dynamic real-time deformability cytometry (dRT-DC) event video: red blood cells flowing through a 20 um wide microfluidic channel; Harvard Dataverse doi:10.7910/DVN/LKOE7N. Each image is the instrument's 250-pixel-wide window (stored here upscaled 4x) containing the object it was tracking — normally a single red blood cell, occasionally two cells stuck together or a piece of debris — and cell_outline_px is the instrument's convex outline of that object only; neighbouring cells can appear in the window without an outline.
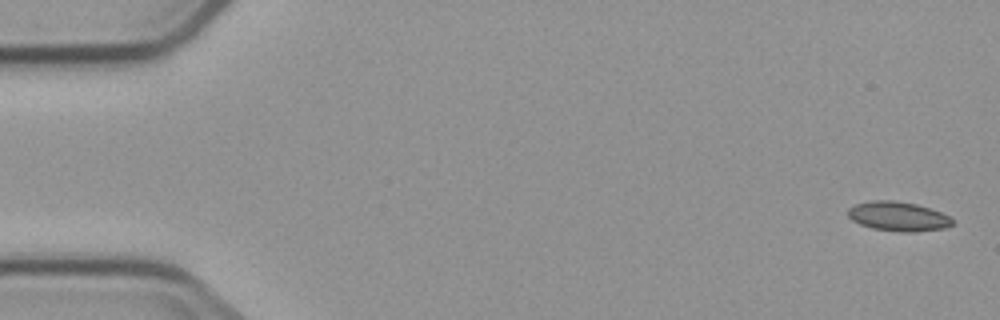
{"species": "common noctule bat (a hibernating species)", "species_latin": "Nyctalus noctula", "temperature_condition": "cold", "stored_images_in_passage": 6, "camera_frame_rate_fps": 3000, "um_per_image_px": 0.085, "animal": {"sex": "male", "body_mass_g": 23.1, "forearm_length_mm": 52.7}, "frame": {"image": 1, "passage_image": 1, "time_ms": 0.0, "image_size_px": [1000, 320], "cell_outline_px": [[952, 224], [944, 228], [916, 232], [900, 232], [872, 228], [860, 224], [852, 220], [848, 216], [848, 208], [856, 204], [872, 200], [892, 200], [916, 204], [940, 212], [948, 216], [952, 220]], "centroid_in_image_um": [76.31, 18.39], "position_along_channel_um": 8.7, "area_um2": 17.74}}
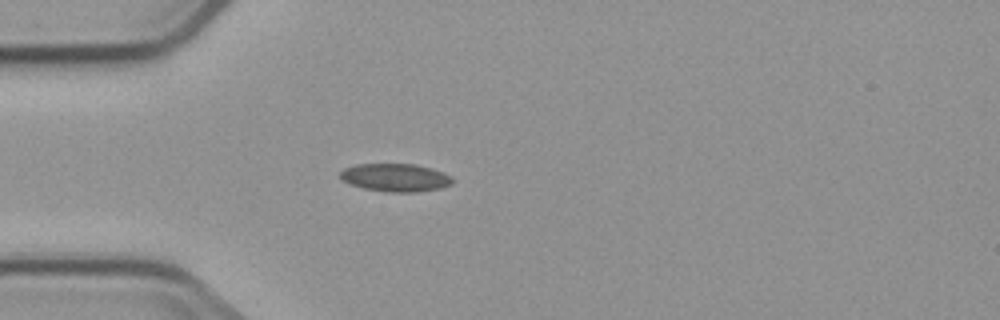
{"frame": {"image": 2, "passage_image": 5, "time_ms": 4.667, "image_size_px": [1000, 320], "cell_outline_px": [[452, 184], [440, 188], [416, 192], [388, 192], [364, 188], [340, 180], [340, 172], [344, 168], [356, 164], [416, 164], [432, 168], [444, 172], [452, 176]], "centroid_in_image_um": [33.62, 15.08], "position_along_channel_um": 51.4, "area_um2": 18.38}}